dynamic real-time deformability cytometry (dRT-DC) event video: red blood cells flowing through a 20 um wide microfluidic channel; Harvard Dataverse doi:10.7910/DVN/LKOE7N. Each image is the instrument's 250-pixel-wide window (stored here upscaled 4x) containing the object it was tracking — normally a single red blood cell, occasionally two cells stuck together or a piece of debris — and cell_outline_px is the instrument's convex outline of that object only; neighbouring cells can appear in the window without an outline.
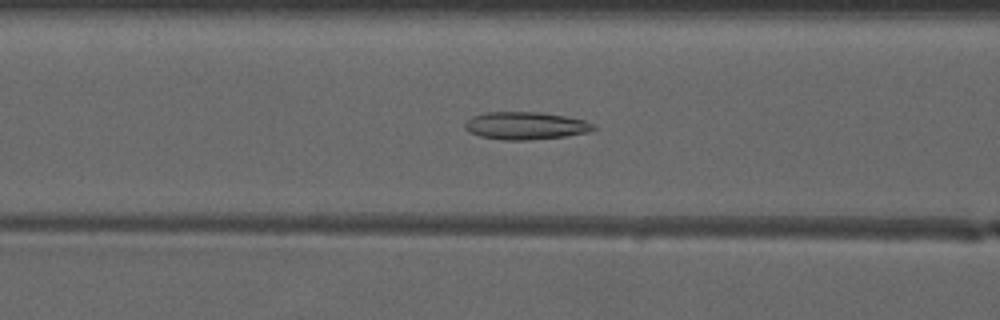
{"species": "common noctule bat (a hibernating species)", "species_latin": "Nyctalus noctula", "temperature_condition": "warm", "stored_images_in_passage": 37, "camera_frame_rate_fps": 3000, "um_per_image_px": 0.085, "animal": {"sex": "male", "forearm_length_mm": 52.5}, "frame": {"image": 1, "passage_image": 8, "time_ms": 2.333, "image_size_px": [1000, 320], "cell_outline_px": [[596, 128], [588, 132], [564, 136], [528, 140], [504, 140], [480, 136], [468, 132], [464, 128], [464, 124], [472, 116], [484, 112], [536, 112], [564, 116], [584, 120], [596, 124]], "centroid_in_image_um": [44.65, 10.68], "position_along_channel_um": 122.0, "area_um2": 20.63}}
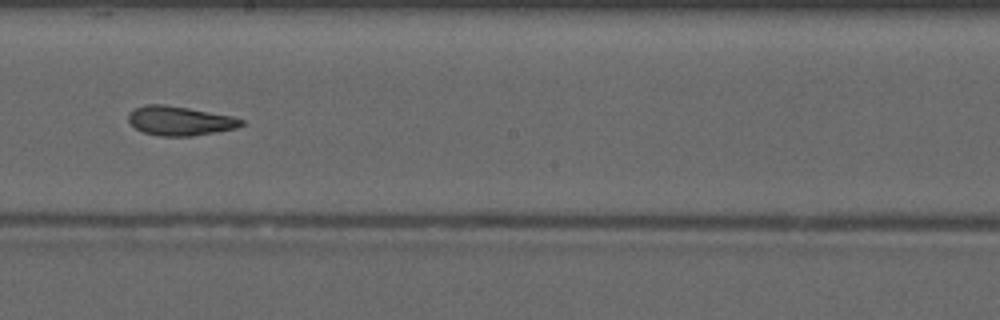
{"frame": {"image": 2, "passage_image": 16, "time_ms": 5.0, "image_size_px": [1000, 320], "cell_outline_px": [[244, 124], [236, 128], [192, 136], [160, 136], [144, 132], [136, 128], [128, 120], [128, 116], [136, 108], [144, 104], [164, 104], [188, 108], [232, 116], [244, 120]], "centroid_in_image_um": [15.3, 10.27], "position_along_channel_um": 232.9, "area_um2": 19.02}}
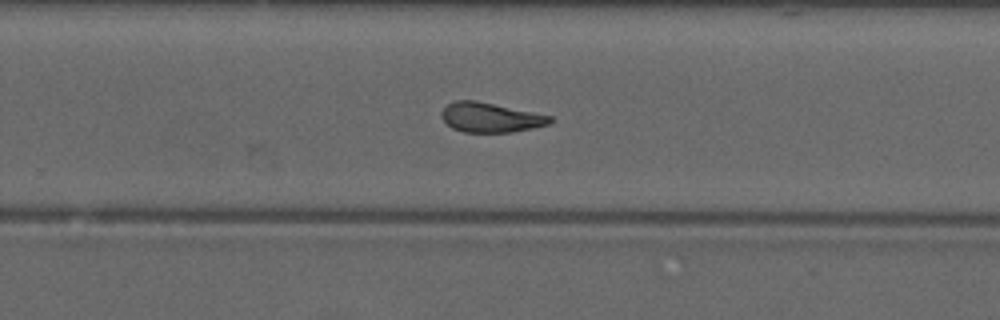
{"frame": {"image": 3, "passage_image": 20, "time_ms": 6.333, "image_size_px": [1000, 320], "cell_outline_px": [[552, 120], [548, 124], [532, 128], [512, 132], [464, 132], [452, 128], [440, 116], [440, 112], [452, 100], [476, 100], [552, 116]], "centroid_in_image_um": [41.65, 9.97], "position_along_channel_um": 288.1, "area_um2": 18.67}, "authors_computed_cell_mechanics": {"area_um2": 19.5942, "velocity_mm_per_s": 4.1583, "shape_relaxation_time_tau1_ms": null, "shape_relaxation_time_tau2_ms": 3.2206, "deformation_change_tau1": null, "deformation_change_tau2": 0.1047}}